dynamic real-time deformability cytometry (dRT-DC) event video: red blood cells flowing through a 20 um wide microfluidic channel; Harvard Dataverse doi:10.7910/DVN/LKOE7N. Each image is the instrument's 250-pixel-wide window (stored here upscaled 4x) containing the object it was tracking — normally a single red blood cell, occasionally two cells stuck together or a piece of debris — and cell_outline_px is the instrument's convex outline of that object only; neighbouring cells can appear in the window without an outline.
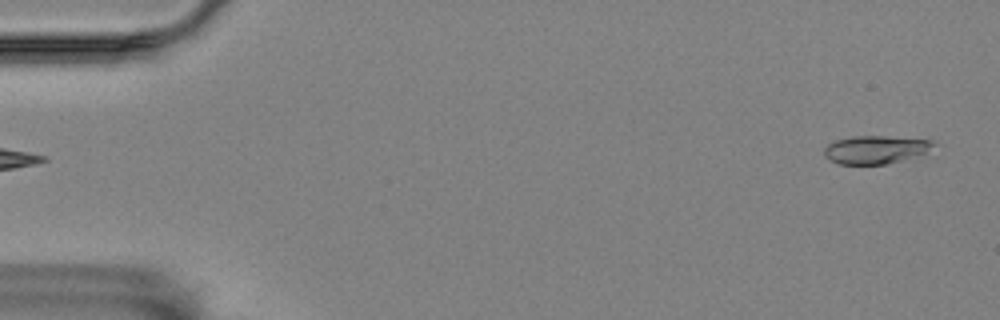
{"species": "Egyptian fruit bat (a non-hibernating species)", "species_latin": "Rousettus aegyptiacus", "temperature_condition": "room temperature", "stored_images_in_passage": 4, "segment_of_instrument_passage": [2, 2], "camera_frame_rate_fps": 3000, "um_per_image_px": 0.085, "animal": {"sex": "female"}, "frame": {"image": 1, "passage_image": 4, "time_ms": 1.0, "image_size_px": [1000, 320], "cell_outline_px": [[940, 144], [924, 152], [888, 164], [840, 164], [824, 156], [824, 148], [828, 144], [836, 140], [852, 136], [884, 136], [936, 140]], "centroid_in_image_um": [74.44, 12.7], "position_along_channel_um": 10.6, "area_um2": 17.8}}